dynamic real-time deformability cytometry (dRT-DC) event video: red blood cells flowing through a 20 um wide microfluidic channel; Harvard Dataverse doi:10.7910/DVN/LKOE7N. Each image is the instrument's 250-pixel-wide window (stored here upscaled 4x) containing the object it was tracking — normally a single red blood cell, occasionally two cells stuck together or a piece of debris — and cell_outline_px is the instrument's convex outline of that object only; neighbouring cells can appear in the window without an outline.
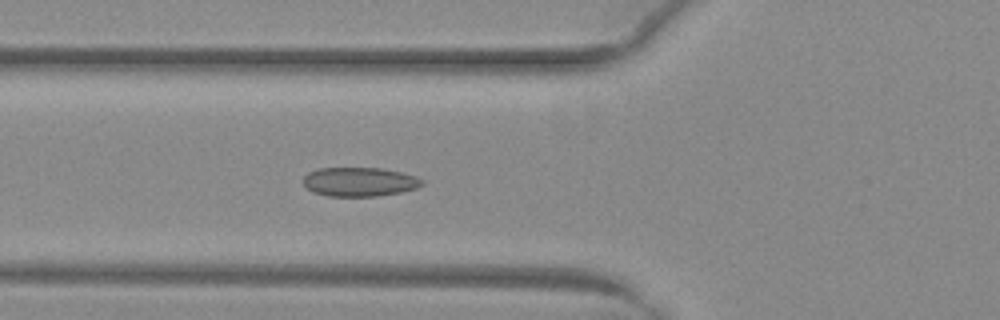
{"species": "common noctule bat (a hibernating species)", "species_latin": "Nyctalus noctula", "temperature_condition": "warm", "stored_images_in_passage": 53, "camera_frame_rate_fps": 3000, "um_per_image_px": 0.085, "animal": {"sex": "female", "body_mass_g": 29.2, "forearm_length_mm": 56.3}, "frame": {"image": 1, "passage_image": 21, "time_ms": 6.667, "image_size_px": [1000, 320], "cell_outline_px": [[424, 184], [416, 188], [400, 192], [376, 196], [328, 196], [312, 192], [304, 184], [304, 176], [308, 172], [320, 168], [380, 168], [400, 172], [416, 176], [424, 180]], "centroid_in_image_um": [30.56, 15.45], "position_along_channel_um": 95.2, "area_um2": 20.06}}
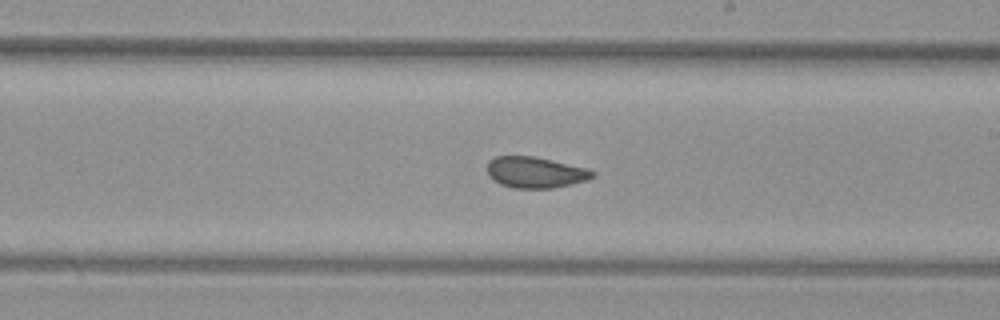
{"frame": {"image": 2, "passage_image": 32, "time_ms": 10.333, "image_size_px": [1000, 320], "cell_outline_px": [[596, 176], [588, 180], [572, 184], [552, 188], [512, 188], [500, 184], [492, 180], [488, 176], [488, 160], [496, 156], [536, 156], [588, 168], [596, 172]], "centroid_in_image_um": [45.53, 14.65], "position_along_channel_um": 243.5, "area_um2": 19.42}}
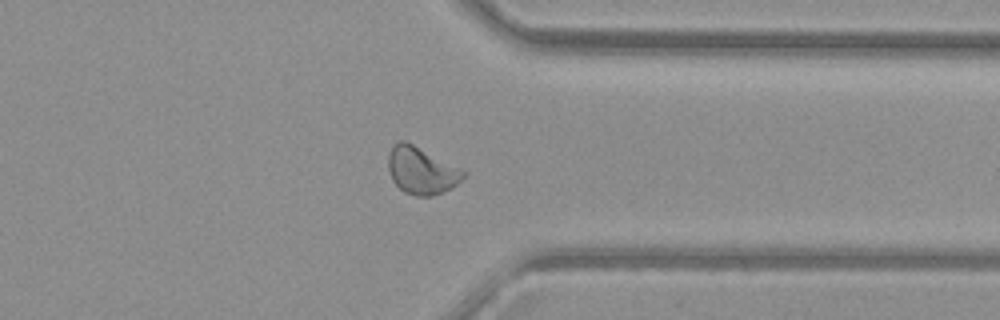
{"frame": {"image": 3, "passage_image": 42, "time_ms": 13.667, "image_size_px": [1000, 320], "cell_outline_px": [[464, 176], [452, 188], [432, 196], [416, 196], [404, 192], [392, 180], [388, 168], [388, 156], [392, 148], [400, 140], [404, 140], [460, 168], [464, 172]], "centroid_in_image_um": [35.8, 14.52], "position_along_channel_um": 375.6, "area_um2": 20.17}, "authors_computed_cell_mechanics": {"area_um2": 20.6924, "velocity_mm_per_s": 4.0402, "shape_relaxation_time_tau1_ms": null, "shape_relaxation_time_tau2_ms": 1.3868, "deformation_change_tau1": null, "deformation_change_tau2": 0.0587}}